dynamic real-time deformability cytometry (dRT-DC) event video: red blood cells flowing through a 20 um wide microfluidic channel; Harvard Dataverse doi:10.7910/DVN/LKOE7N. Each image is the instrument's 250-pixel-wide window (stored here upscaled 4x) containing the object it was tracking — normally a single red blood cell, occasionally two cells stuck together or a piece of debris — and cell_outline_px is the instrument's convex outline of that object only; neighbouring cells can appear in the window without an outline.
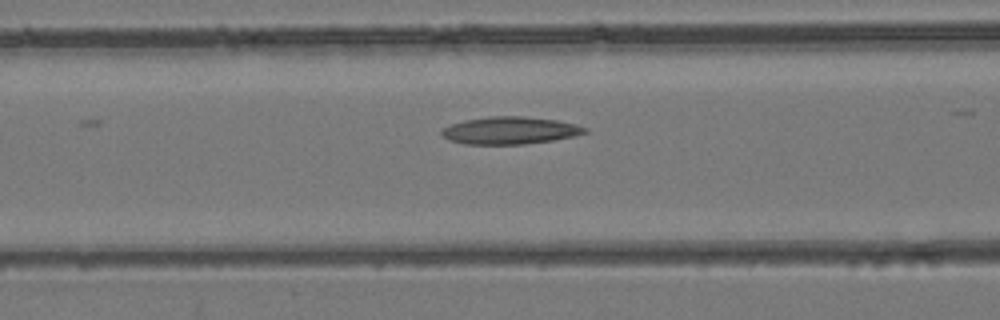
{"species": "common noctule bat (a hibernating species)", "species_latin": "Nyctalus noctula", "temperature_condition": "room temperature", "stored_images_in_passage": 6, "segment_of_instrument_passage": [1, 2], "camera_frame_rate_fps": 3000, "um_per_image_px": 0.085, "animal": {"sex": "female", "body_mass_g": 24.6, "forearm_length_mm": 56.2}, "frame": {"image": 1, "passage_image": 5, "time_ms": 4.667, "image_size_px": [1000, 320], "cell_outline_px": [[588, 132], [576, 136], [552, 140], [524, 144], [464, 144], [448, 140], [440, 132], [444, 128], [452, 124], [464, 120], [488, 116], [524, 116], [556, 120], [576, 124], [588, 128]], "centroid_in_image_um": [43.37, 11.09], "position_along_channel_um": 123.2, "area_um2": 22.89}}